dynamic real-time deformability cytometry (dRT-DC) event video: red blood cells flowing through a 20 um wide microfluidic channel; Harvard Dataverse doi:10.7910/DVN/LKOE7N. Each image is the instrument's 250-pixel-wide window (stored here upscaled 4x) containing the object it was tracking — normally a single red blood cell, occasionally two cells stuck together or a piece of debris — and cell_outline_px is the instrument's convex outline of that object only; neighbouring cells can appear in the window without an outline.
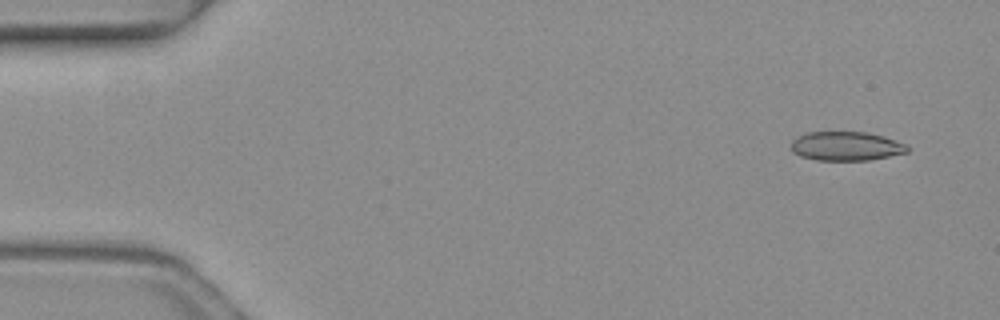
{"species": "common noctule bat (a hibernating species)", "species_latin": "Nyctalus noctula", "temperature_condition": "warm", "stored_images_in_passage": 4, "camera_frame_rate_fps": 3000, "um_per_image_px": 0.085, "animal": {"sex": "female", "body_mass_g": 19.3, "forearm_length_mm": 54.1}, "frame": {"image": 1, "passage_image": 1, "time_ms": 0.0, "image_size_px": [1000, 320], "cell_outline_px": [[908, 152], [872, 160], [816, 160], [800, 156], [792, 152], [792, 140], [796, 136], [808, 132], [868, 132], [884, 136], [908, 144]], "centroid_in_image_um": [71.94, 12.42], "position_along_channel_um": 13.1, "area_um2": 19.88}}
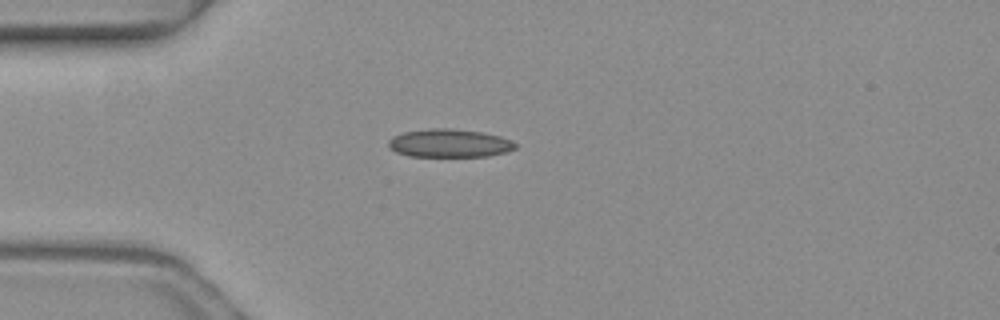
{"frame": {"image": 2, "passage_image": 4, "time_ms": 1.0, "image_size_px": [1000, 320], "cell_outline_px": [[516, 148], [508, 152], [488, 156], [408, 156], [396, 152], [388, 148], [388, 140], [392, 136], [404, 132], [432, 128], [448, 128], [480, 132], [500, 136], [516, 144]], "centroid_in_image_um": [38.16, 12.18], "position_along_channel_um": 46.8, "area_um2": 20.81}}